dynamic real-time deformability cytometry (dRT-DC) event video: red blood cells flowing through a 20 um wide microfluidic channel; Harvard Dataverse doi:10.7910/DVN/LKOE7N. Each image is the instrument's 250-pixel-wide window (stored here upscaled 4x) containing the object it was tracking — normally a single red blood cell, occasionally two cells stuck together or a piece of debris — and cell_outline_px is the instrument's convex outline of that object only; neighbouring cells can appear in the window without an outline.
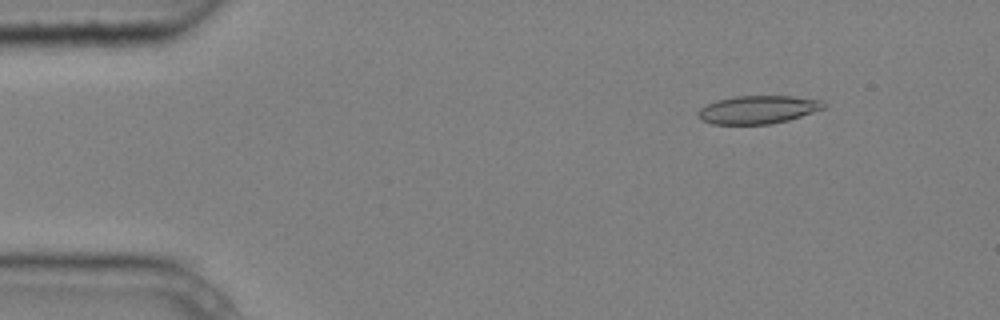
{"species": "common noctule bat (a hibernating species)", "species_latin": "Nyctalus noctula", "temperature_condition": "cold", "stored_images_in_passage": 11, "camera_frame_rate_fps": 3000, "um_per_image_px": 0.085, "animal": {"sex": "male", "body_mass_g": 20.4}, "frame": {"image": 1, "passage_image": 1, "time_ms": 0.0, "image_size_px": [1000, 320], "cell_outline_px": [[824, 108], [788, 120], [772, 124], [712, 124], [700, 120], [700, 108], [716, 100], [732, 96], [792, 96], [820, 100], [824, 104]], "centroid_in_image_um": [64.4, 9.32], "position_along_channel_um": 20.6, "area_um2": 20.35}}
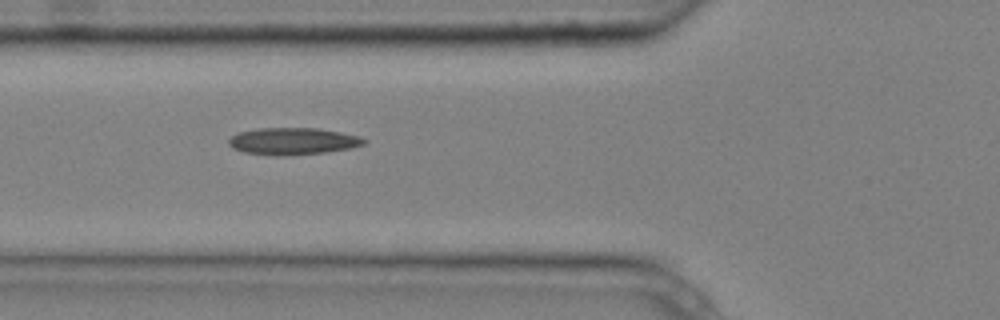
{"frame": {"image": 2, "passage_image": 4, "time_ms": 1.0, "image_size_px": [1000, 320], "cell_outline_px": [[368, 140], [364, 144], [352, 148], [328, 152], [276, 156], [244, 152], [232, 148], [228, 144], [228, 140], [236, 132], [260, 128], [316, 128], [340, 132], [360, 136]], "centroid_in_image_um": [24.89, 12.0], "position_along_channel_um": 100.9, "area_um2": 21.39}}
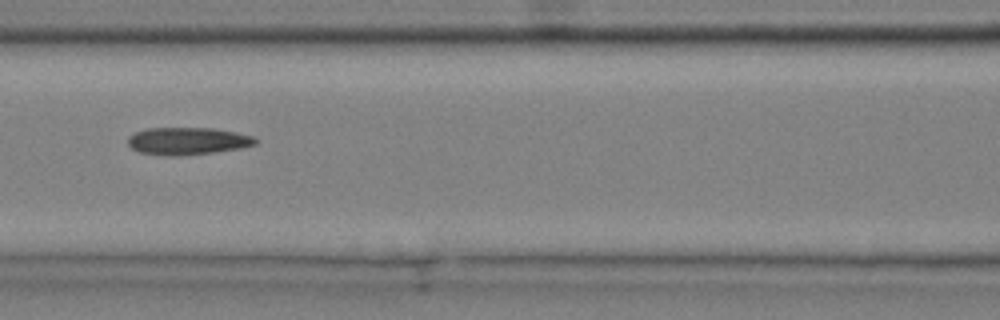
{"frame": {"image": 3, "passage_image": 5, "time_ms": 1.333, "image_size_px": [1000, 320], "cell_outline_px": [[260, 140], [256, 144], [240, 148], [212, 152], [176, 156], [168, 156], [140, 152], [132, 148], [128, 144], [128, 136], [136, 132], [148, 128], [212, 128], [236, 132], [252, 136]], "centroid_in_image_um": [15.95, 11.98], "position_along_channel_um": 150.6, "area_um2": 20.23}}